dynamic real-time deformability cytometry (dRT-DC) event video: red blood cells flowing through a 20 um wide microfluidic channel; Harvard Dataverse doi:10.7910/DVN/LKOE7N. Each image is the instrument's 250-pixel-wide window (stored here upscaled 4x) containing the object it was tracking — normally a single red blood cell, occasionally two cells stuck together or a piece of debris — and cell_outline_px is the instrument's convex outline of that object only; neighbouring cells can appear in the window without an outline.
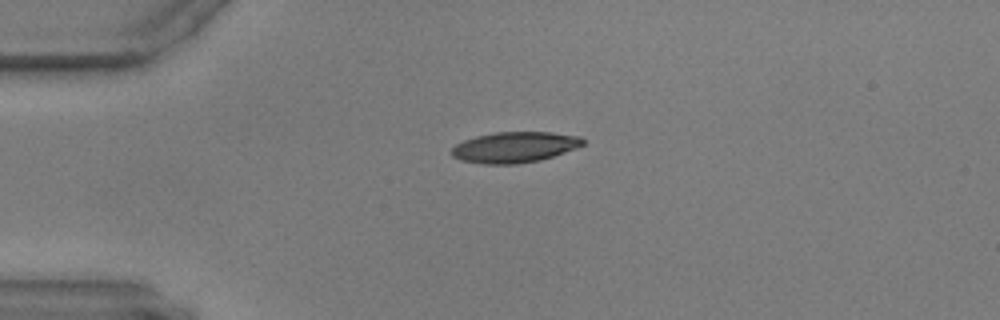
{"species": "common noctule bat (a hibernating species)", "species_latin": "Nyctalus noctula", "temperature_condition": "warm", "stored_images_in_passage": 45, "camera_frame_rate_fps": 3000, "um_per_image_px": 0.085, "animal": {"sex": "male", "body_mass_g": 17.9, "forearm_length_mm": 54.2}, "frame": {"image": 1, "passage_image": 1, "time_ms": 0.0, "image_size_px": [1000, 320], "cell_outline_px": [[584, 144], [576, 148], [540, 160], [516, 164], [484, 164], [460, 160], [452, 156], [452, 148], [456, 144], [464, 140], [476, 136], [496, 132], [552, 132], [580, 136], [584, 140]], "centroid_in_image_um": [43.74, 12.51], "position_along_channel_um": 41.3, "area_um2": 23.47}}
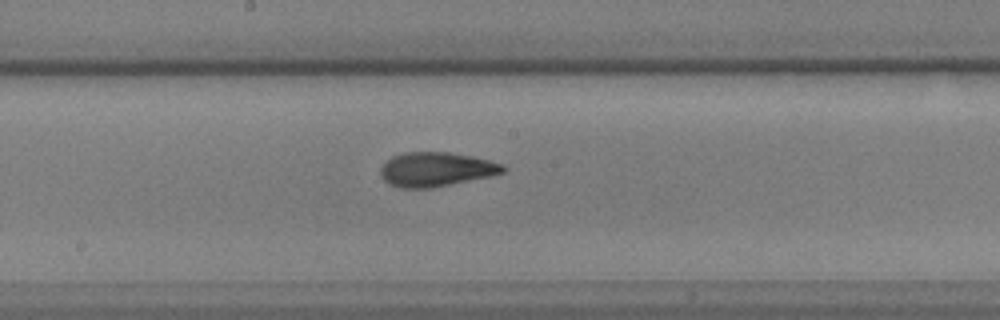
{"frame": {"image": 2, "passage_image": 18, "time_ms": 5.667, "image_size_px": [1000, 320], "cell_outline_px": [[508, 168], [504, 172], [492, 176], [432, 188], [400, 188], [388, 184], [380, 176], [380, 168], [392, 156], [404, 152], [448, 152], [472, 156], [504, 164]], "centroid_in_image_um": [37.08, 14.4], "position_along_channel_um": 211.1, "area_um2": 24.68}}
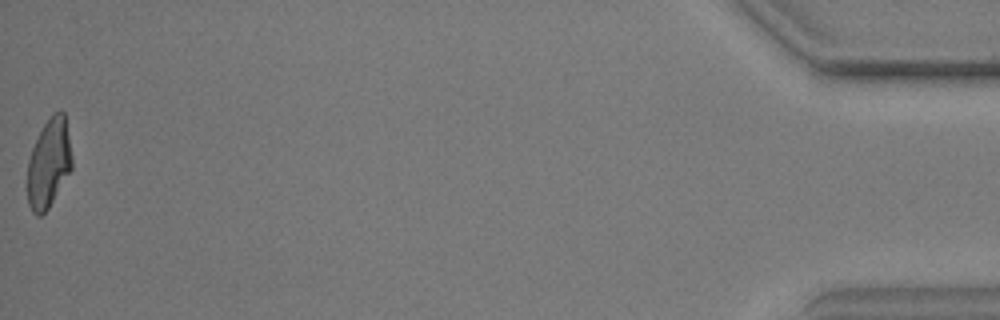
{"frame": {"image": 3, "passage_image": 45, "time_ms": 14.667, "image_size_px": [1000, 320], "cell_outline_px": [[72, 168], [48, 208], [40, 216], [36, 216], [32, 212], [28, 204], [28, 160], [32, 148], [44, 124], [56, 112], [64, 112], [72, 156]], "centroid_in_image_um": [4.15, 13.91], "position_along_channel_um": 431.1, "area_um2": 22.6}}